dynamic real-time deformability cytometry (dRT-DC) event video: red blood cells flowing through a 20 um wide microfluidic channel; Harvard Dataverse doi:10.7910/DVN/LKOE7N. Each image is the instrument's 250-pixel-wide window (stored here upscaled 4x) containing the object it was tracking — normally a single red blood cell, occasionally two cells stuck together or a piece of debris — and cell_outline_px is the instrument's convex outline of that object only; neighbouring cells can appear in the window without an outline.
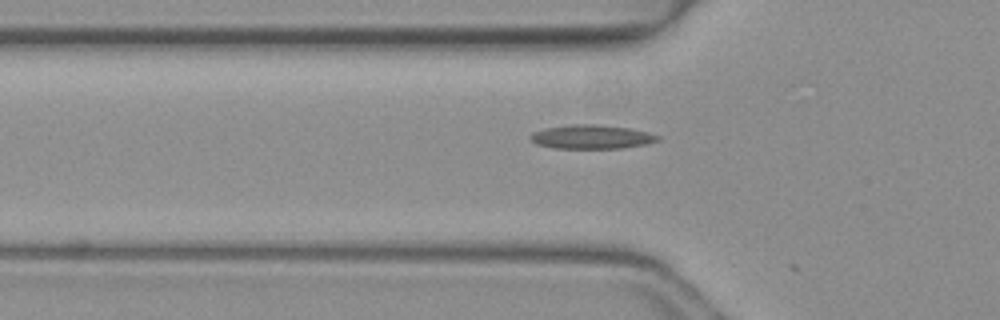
{"species": "common noctule bat (a hibernating species)", "species_latin": "Nyctalus noctula", "temperature_condition": "warm", "stored_images_in_passage": 5, "camera_frame_rate_fps": 3000, "um_per_image_px": 0.085, "animal": {"sex": "female", "body_mass_g": 19.3, "forearm_length_mm": 54.1}, "frame": {"image": 1, "passage_image": 2, "time_ms": 0.333, "image_size_px": [1000, 320], "cell_outline_px": [[660, 140], [644, 144], [620, 148], [552, 148], [536, 144], [528, 136], [532, 132], [544, 128], [572, 124], [596, 124], [632, 128], [648, 132], [660, 136]], "centroid_in_image_um": [50.26, 11.62], "position_along_channel_um": 75.5, "area_um2": 17.86}}